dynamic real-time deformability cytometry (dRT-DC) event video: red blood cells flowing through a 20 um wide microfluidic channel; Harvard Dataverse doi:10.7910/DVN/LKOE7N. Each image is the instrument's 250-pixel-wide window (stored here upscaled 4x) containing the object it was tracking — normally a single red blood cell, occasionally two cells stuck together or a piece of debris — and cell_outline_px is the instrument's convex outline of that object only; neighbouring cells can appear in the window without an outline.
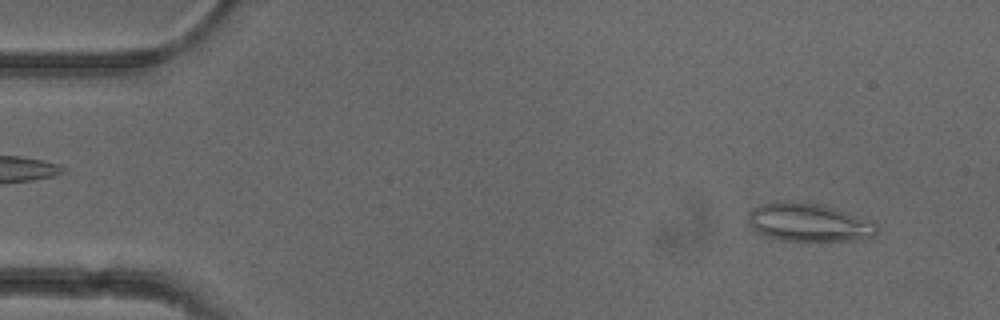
{"species": "common noctule bat (a hibernating species)", "species_latin": "Nyctalus noctula", "temperature_condition": "cold", "stored_images_in_passage": 50, "camera_frame_rate_fps": 3000, "um_per_image_px": 0.085, "animal": {"sex": "female"}, "frame": {"image": 1, "passage_image": 3, "time_ms": 0.667, "image_size_px": [1000, 320], "cell_outline_px": [[880, 228], [876, 236], [868, 240], [780, 240], [764, 236], [756, 232], [752, 228], [748, 220], [748, 212], [752, 208], [760, 204], [780, 200], [788, 200], [820, 204], [836, 208], [872, 220]], "centroid_in_image_um": [68.78, 18.89], "position_along_channel_um": 16.2, "area_um2": 29.36}}
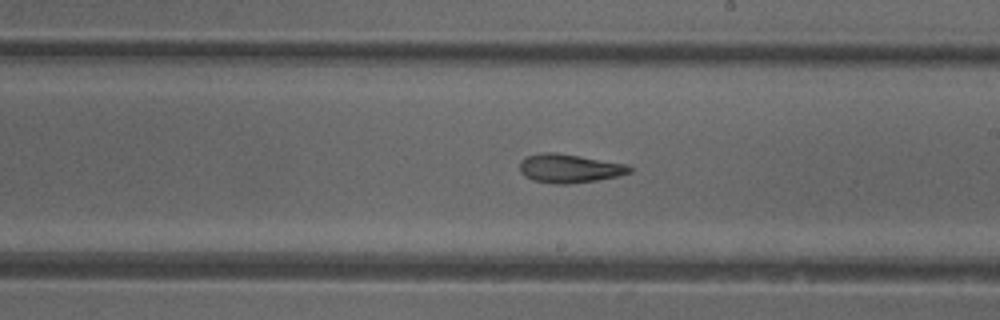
{"frame": {"image": 2, "passage_image": 28, "time_ms": 9.0, "image_size_px": [1000, 320], "cell_outline_px": [[632, 172], [616, 176], [596, 180], [568, 184], [552, 184], [532, 180], [524, 176], [520, 172], [520, 160], [528, 156], [544, 152], [556, 152], [628, 164], [632, 168]], "centroid_in_image_um": [48.38, 14.31], "position_along_channel_um": 240.6, "area_um2": 18.44}}
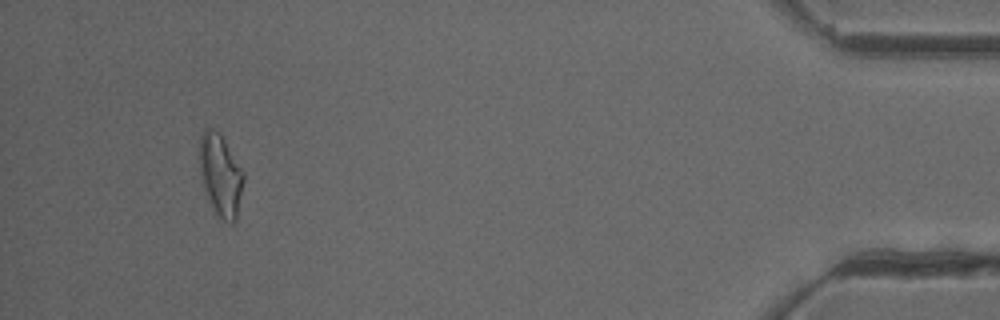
{"frame": {"image": 3, "passage_image": 47, "time_ms": 15.333, "image_size_px": [1000, 320], "cell_outline_px": [[244, 180], [236, 220], [232, 224], [228, 224], [216, 216], [212, 212], [204, 192], [200, 176], [200, 136], [204, 128], [212, 128], [220, 132], [244, 172]], "centroid_in_image_um": [18.73, 14.94], "position_along_channel_um": 416.5, "area_um2": 21.62}, "authors_computed_cell_mechanics": {"area_um2": 19.4786, "velocity_mm_per_s": 3.9365, "shape_relaxation_time_tau1_ms": null, "shape_relaxation_time_tau2_ms": 4.1123, "deformation_change_tau1": null, "deformation_change_tau2": 0.1284}}